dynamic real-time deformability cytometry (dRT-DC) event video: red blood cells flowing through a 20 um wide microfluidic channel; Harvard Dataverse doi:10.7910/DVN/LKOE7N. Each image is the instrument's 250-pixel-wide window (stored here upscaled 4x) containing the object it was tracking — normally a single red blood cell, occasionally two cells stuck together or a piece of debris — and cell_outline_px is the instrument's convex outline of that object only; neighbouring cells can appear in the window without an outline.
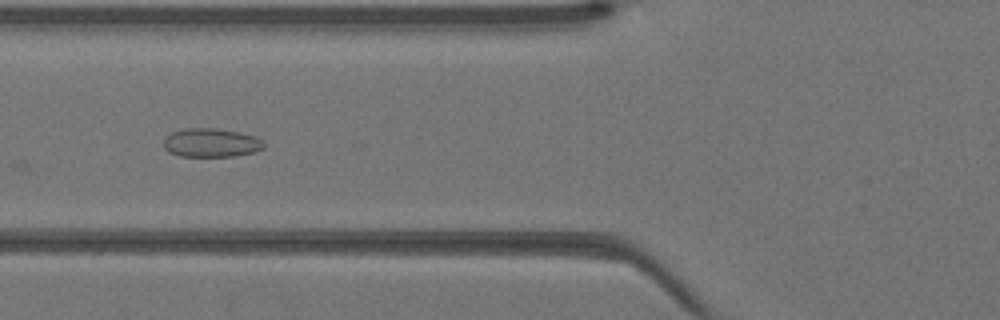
{"species": "Egyptian fruit bat (a non-hibernating species)", "species_latin": "Rousettus aegyptiacus", "temperature_condition": "warm", "stored_images_in_passage": 13, "camera_frame_rate_fps": 3000, "um_per_image_px": 0.085, "animal": {"sex": "female"}, "frame": {"image": 1, "passage_image": 5, "time_ms": 1.333, "image_size_px": [1000, 320], "cell_outline_px": [[264, 148], [252, 152], [236, 156], [180, 156], [168, 152], [164, 148], [164, 136], [172, 132], [184, 128], [216, 128], [240, 132], [252, 136], [260, 140], [264, 144]], "centroid_in_image_um": [17.89, 12.13], "position_along_channel_um": 107.9, "area_um2": 16.76}}
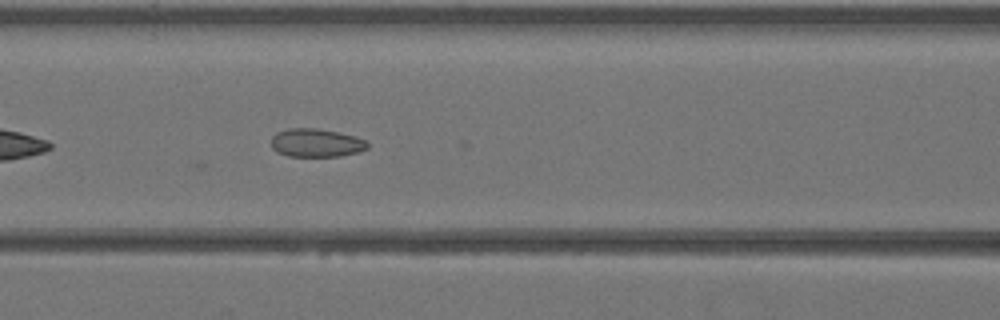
{"frame": {"image": 2, "passage_image": 7, "time_ms": 2.0, "image_size_px": [1000, 320], "cell_outline_px": [[368, 148], [356, 152], [340, 156], [288, 156], [276, 152], [272, 148], [272, 136], [276, 132], [288, 128], [316, 128], [356, 136], [364, 140], [368, 144]], "centroid_in_image_um": [26.84, 12.14], "position_along_channel_um": 139.8, "area_um2": 15.84}}